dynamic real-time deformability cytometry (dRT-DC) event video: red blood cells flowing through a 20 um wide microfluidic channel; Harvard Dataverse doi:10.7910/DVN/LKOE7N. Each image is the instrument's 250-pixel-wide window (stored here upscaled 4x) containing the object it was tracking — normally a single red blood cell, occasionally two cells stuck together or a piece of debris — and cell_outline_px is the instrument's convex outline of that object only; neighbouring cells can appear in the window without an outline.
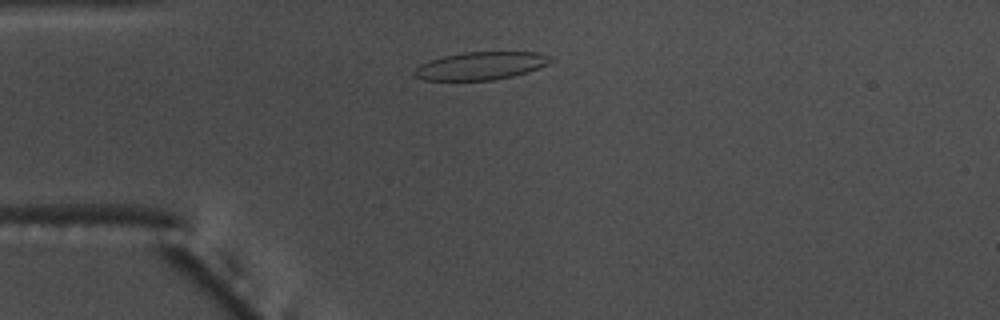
{"species": "common noctule bat (a hibernating species)", "species_latin": "Nyctalus noctula", "temperature_condition": "warm", "stored_images_in_passage": 50, "camera_frame_rate_fps": 3000, "um_per_image_px": 0.085, "animal": {"sex": "male", "body_mass_g": 17.5, "forearm_length_mm": 52.3}, "frame": {"image": 1, "passage_image": 9, "time_ms": 2.667, "image_size_px": [1000, 320], "cell_outline_px": [[552, 60], [548, 64], [540, 68], [528, 72], [512, 76], [492, 80], [424, 80], [416, 76], [412, 72], [420, 64], [428, 60], [444, 56], [464, 52], [536, 52], [552, 56]], "centroid_in_image_um": [40.88, 5.59], "position_along_channel_um": 44.1, "area_um2": 22.14}}
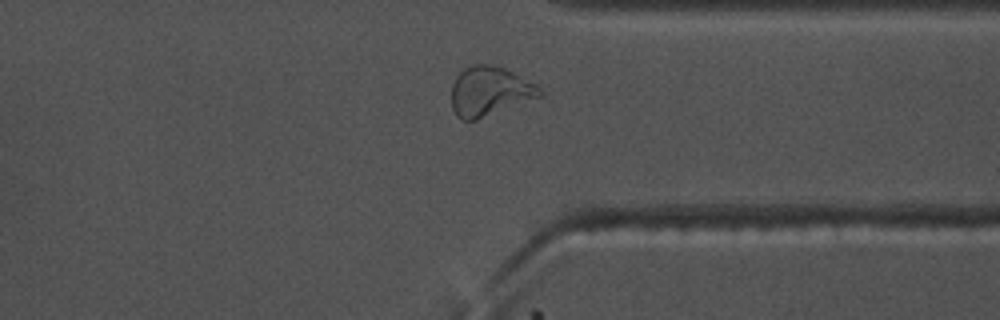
{"frame": {"image": 2, "passage_image": 37, "time_ms": 12.0, "image_size_px": [1000, 320], "cell_outline_px": [[544, 96], [476, 120], [460, 120], [456, 116], [452, 108], [452, 84], [456, 76], [464, 68], [472, 64], [492, 64], [504, 68], [536, 84], [544, 92]], "centroid_in_image_um": [41.62, 7.77], "position_along_channel_um": 369.8, "area_um2": 25.66}}
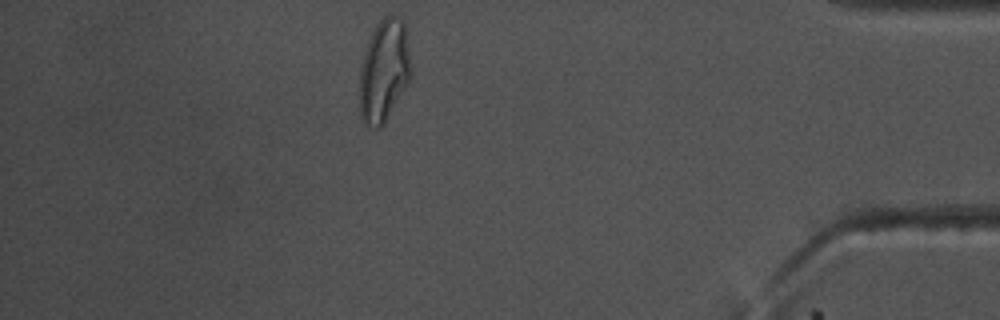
{"frame": {"image": 3, "passage_image": 43, "time_ms": 14.0, "image_size_px": [1000, 320], "cell_outline_px": [[412, 76], [384, 124], [380, 128], [376, 128], [364, 124], [360, 116], [360, 68], [364, 52], [368, 40], [376, 24], [384, 16], [396, 16], [404, 20], [412, 64]], "centroid_in_image_um": [32.66, 6.0], "position_along_channel_um": 402.5, "area_um2": 31.04}, "authors_computed_cell_mechanics": {"area_um2": 22.7732, "velocity_mm_per_s": 3.7248, "shape_relaxation_time_tau1_ms": 9.1256, "shape_relaxation_time_tau2_ms": 1.3622, "deformation_change_tau1": 0.2169, "deformation_change_tau2": 0.0937}}